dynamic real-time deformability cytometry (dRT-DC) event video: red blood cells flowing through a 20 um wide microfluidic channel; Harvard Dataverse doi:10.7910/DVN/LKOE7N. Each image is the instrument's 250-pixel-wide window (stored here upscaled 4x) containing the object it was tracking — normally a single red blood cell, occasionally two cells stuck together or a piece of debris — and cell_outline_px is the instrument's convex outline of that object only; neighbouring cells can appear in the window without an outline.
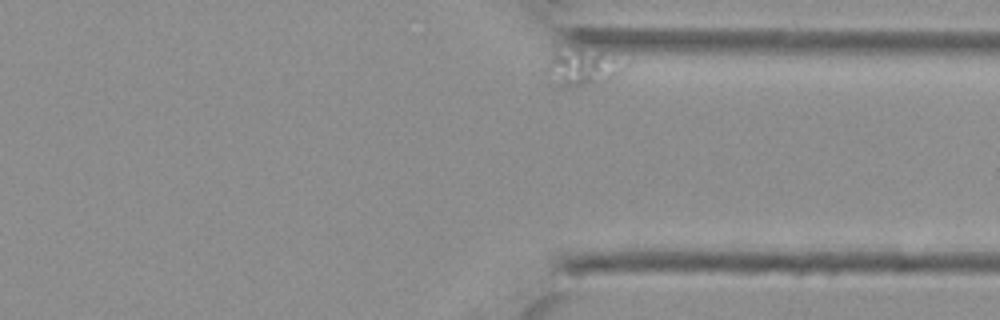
{"species": "Egyptian fruit bat (a non-hibernating species)", "species_latin": "Rousettus aegyptiacus", "temperature_condition": "cold", "stored_images_in_passage": 42, "camera_frame_rate_fps": 3000, "um_per_image_px": 0.085, "animal": {"sex": "female"}, "frame": {"image": 1, "passage_image": 42, "time_ms": 13.667, "image_size_px": [1000, 320], "cell_outline_px": [[628, 64], [612, 80], [600, 84], [572, 88], [568, 88], [556, 84], [548, 80], [544, 76], [552, 52], [556, 48], [580, 48], [600, 52]], "centroid_in_image_um": [49.44, 5.75], "position_along_channel_um": 362.0, "area_um2": 17.4}}